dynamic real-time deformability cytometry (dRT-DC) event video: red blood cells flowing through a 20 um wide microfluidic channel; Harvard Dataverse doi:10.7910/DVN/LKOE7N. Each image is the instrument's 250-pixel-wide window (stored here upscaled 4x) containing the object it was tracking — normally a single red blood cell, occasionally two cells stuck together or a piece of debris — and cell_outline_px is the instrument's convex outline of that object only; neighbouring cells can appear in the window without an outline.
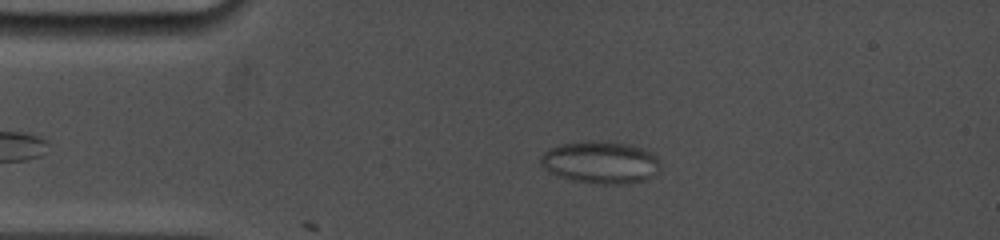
{"species": "common noctule bat (a hibernating species)", "species_latin": "Nyctalus noctula", "temperature_condition": "cold", "stored_images_in_passage": 12, "camera_frame_rate_fps": 5000, "um_per_image_px": 0.085, "animal": {"sex": "female", "body_mass_g": 19.0, "forearm_length_mm": 53.3}, "frame": {"image": 1, "passage_image": 9, "time_ms": 1.6, "image_size_px": [1000, 240], "cell_outline_px": [[660, 168], [648, 180], [624, 184], [596, 184], [572, 180], [548, 172], [540, 164], [540, 156], [548, 148], [560, 144], [580, 140], [592, 140], [628, 144], [644, 148], [652, 152], [656, 156], [660, 164]], "centroid_in_image_um": [51.03, 13.79], "position_along_channel_um": 34.0, "area_um2": 30.0}}
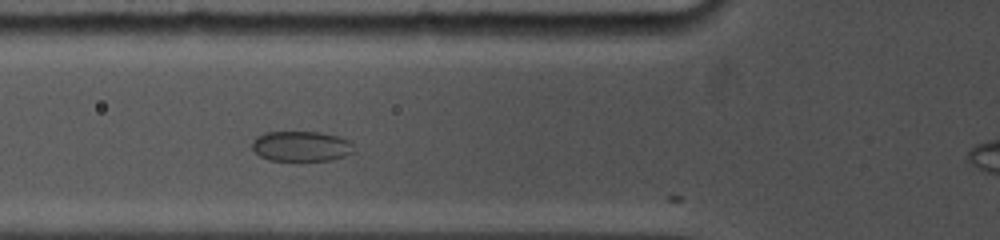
{"frame": {"image": 2, "passage_image": 11, "time_ms": 2.0, "image_size_px": [1000, 240], "cell_outline_px": [[356, 152], [332, 160], [268, 160], [260, 156], [252, 148], [252, 140], [256, 136], [264, 132], [320, 132], [336, 136], [348, 140], [352, 144]], "centroid_in_image_um": [25.59, 12.43], "position_along_channel_um": 100.2, "area_um2": 17.98}}